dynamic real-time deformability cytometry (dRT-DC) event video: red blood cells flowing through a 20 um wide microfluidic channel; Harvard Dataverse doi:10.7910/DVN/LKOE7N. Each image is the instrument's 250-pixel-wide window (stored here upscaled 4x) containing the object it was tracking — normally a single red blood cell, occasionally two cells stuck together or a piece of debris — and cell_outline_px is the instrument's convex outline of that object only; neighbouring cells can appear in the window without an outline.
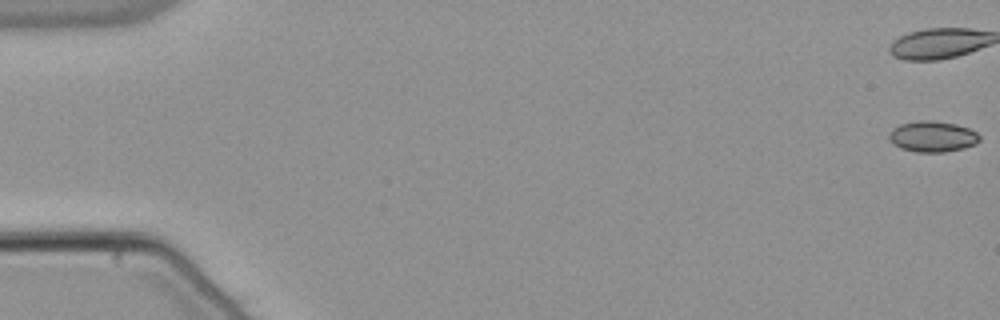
{"species": "common noctule bat (a hibernating species)", "species_latin": "Nyctalus noctula", "temperature_condition": "warm", "stored_images_in_passage": 55, "camera_frame_rate_fps": 3000, "um_per_image_px": 0.085, "animal": {"sex": "male", "body_mass_g": 21.5, "forearm_length_mm": 52.0}, "frame": {"image": 1, "passage_image": 1, "time_ms": 0.0, "image_size_px": [1000, 320], "cell_outline_px": [[980, 140], [976, 144], [964, 148], [944, 152], [916, 152], [900, 148], [888, 136], [888, 132], [892, 128], [900, 124], [916, 120], [932, 120], [956, 124], [968, 128], [976, 132], [980, 136]], "centroid_in_image_um": [79.27, 11.59], "position_along_channel_um": 5.7, "area_um2": 16.36}}